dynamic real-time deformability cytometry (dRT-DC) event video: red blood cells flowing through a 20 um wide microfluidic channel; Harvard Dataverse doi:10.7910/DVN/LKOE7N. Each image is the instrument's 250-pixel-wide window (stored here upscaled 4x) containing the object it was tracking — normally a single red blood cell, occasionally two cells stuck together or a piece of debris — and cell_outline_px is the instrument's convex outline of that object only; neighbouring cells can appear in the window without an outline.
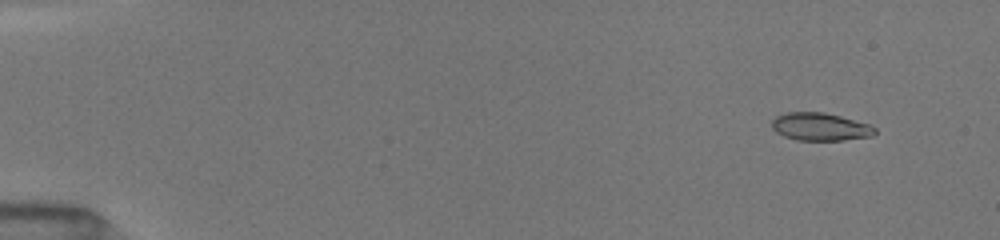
{"species": "common noctule bat (a hibernating species)", "species_latin": "Nyctalus noctula", "temperature_condition": "room temperature", "stored_images_in_passage": 11, "camera_frame_rate_fps": 3000, "um_per_image_px": 0.085, "animal": {"sex": "female", "body_mass_g": 19.5, "forearm_length_mm": 54.1}, "frame": {"image": 1, "passage_image": 2, "time_ms": 1.0, "image_size_px": [1000, 240], "cell_outline_px": [[876, 132], [872, 136], [844, 140], [796, 140], [784, 136], [776, 132], [772, 128], [772, 120], [776, 116], [788, 112], [824, 112], [840, 116], [868, 124], [876, 128]], "centroid_in_image_um": [69.7, 10.77], "position_along_channel_um": 15.3, "area_um2": 16.65}}
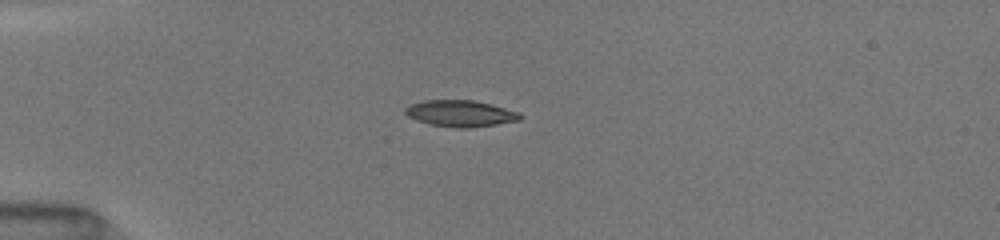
{"frame": {"image": 2, "passage_image": 6, "time_ms": 4.333, "image_size_px": [1000, 240], "cell_outline_px": [[524, 116], [520, 120], [496, 124], [468, 128], [456, 128], [428, 124], [416, 120], [408, 116], [404, 112], [404, 108], [412, 104], [424, 100], [472, 100], [520, 112]], "centroid_in_image_um": [39.13, 9.65], "position_along_channel_um": 45.9, "area_um2": 17.63}}
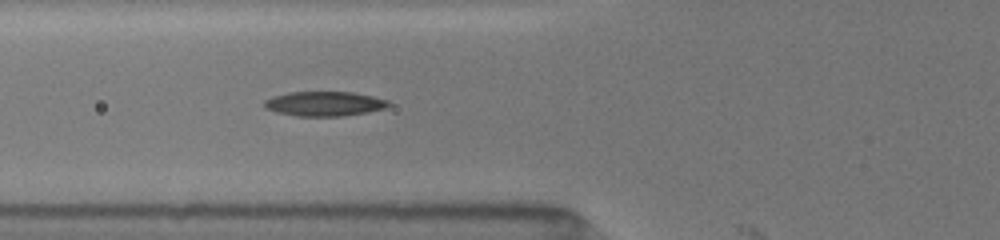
{"frame": {"image": 3, "passage_image": 10, "time_ms": 6.333, "image_size_px": [1000, 240], "cell_outline_px": [[392, 104], [384, 108], [368, 112], [344, 116], [296, 116], [276, 112], [264, 108], [264, 100], [272, 96], [288, 92], [352, 92], [372, 96], [388, 100]], "centroid_in_image_um": [27.55, 8.82], "position_along_channel_um": 98.2, "area_um2": 17.92}}